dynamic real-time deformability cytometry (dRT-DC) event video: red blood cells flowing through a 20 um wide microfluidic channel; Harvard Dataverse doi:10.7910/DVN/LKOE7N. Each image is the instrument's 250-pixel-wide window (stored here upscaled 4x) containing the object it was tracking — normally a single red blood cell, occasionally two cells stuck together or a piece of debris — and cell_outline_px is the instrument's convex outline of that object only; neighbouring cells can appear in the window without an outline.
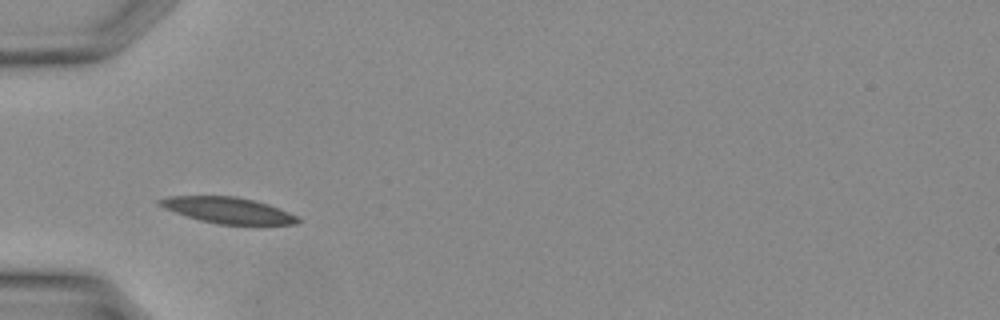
{"species": "Egyptian fruit bat (a non-hibernating species)", "species_latin": "Rousettus aegyptiacus", "temperature_condition": "warm", "stored_images_in_passage": 26, "camera_frame_rate_fps": 3000, "um_per_image_px": 0.085, "animal": {"sex": "female"}, "frame": {"image": 1, "passage_image": 1, "time_ms": 0.0, "image_size_px": [1000, 320], "cell_outline_px": [[300, 220], [296, 224], [220, 224], [200, 220], [164, 208], [156, 204], [156, 200], [168, 196], [236, 196], [268, 204], [280, 208], [296, 216]], "centroid_in_image_um": [19.34, 17.86], "position_along_channel_um": 65.7, "area_um2": 20.69}}
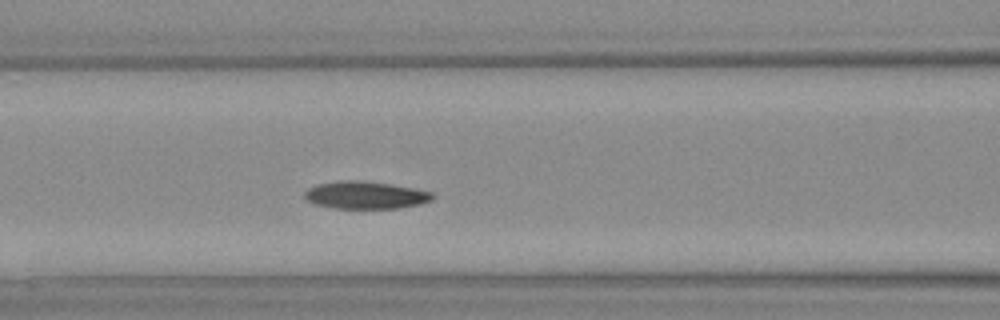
{"frame": {"image": 2, "passage_image": 5, "time_ms": 1.333, "image_size_px": [1000, 320], "cell_outline_px": [[432, 200], [420, 204], [400, 208], [336, 208], [312, 204], [304, 196], [304, 192], [308, 188], [320, 184], [340, 180], [360, 180], [388, 184], [412, 188], [432, 192]], "centroid_in_image_um": [31.03, 16.59], "position_along_channel_um": 135.6, "area_um2": 20.29}}